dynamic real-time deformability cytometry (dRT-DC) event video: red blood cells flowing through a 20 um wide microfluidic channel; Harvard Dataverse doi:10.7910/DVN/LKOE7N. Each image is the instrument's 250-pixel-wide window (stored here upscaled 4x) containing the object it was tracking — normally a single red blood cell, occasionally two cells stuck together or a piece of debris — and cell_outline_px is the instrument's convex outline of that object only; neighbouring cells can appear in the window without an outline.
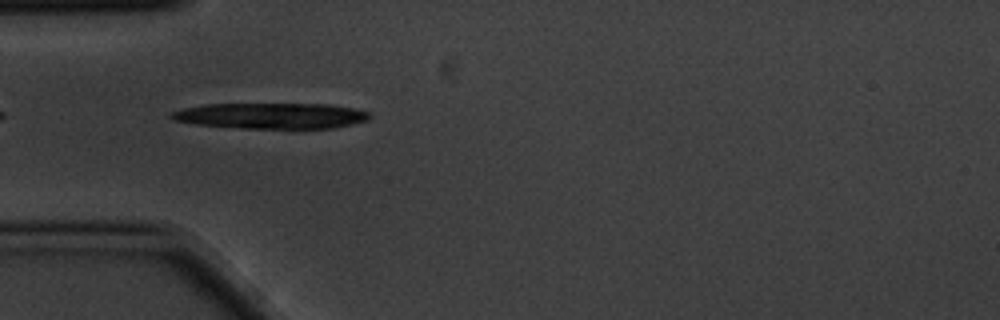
{"species": "common noctule bat (a hibernating species)", "species_latin": "Nyctalus noctula", "temperature_condition": "cold", "stored_images_in_passage": 6, "camera_frame_rate_fps": 3000, "um_per_image_px": 0.085, "animal": {"sex": "male", "body_mass_g": 20.1, "forearm_length_mm": 53.5}, "frame": {"image": 1, "passage_image": 5, "time_ms": 1.333, "image_size_px": [1000, 320], "cell_outline_px": [[372, 116], [368, 120], [352, 124], [332, 128], [240, 128], [196, 124], [172, 120], [168, 116], [168, 112], [184, 108], [204, 104], [328, 104], [356, 108], [372, 112]], "centroid_in_image_um": [23.05, 9.83], "position_along_channel_um": 61.9, "area_um2": 30.06}}